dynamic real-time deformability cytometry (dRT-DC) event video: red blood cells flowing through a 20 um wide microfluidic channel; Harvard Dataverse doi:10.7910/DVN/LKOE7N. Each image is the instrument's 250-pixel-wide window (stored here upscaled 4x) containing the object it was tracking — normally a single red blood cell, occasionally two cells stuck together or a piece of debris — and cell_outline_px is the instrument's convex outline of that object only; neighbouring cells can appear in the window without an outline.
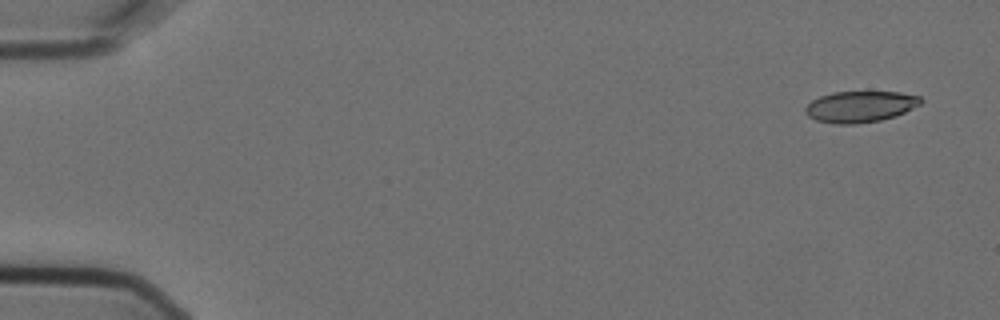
{"species": "Egyptian fruit bat (a non-hibernating species)", "species_latin": "Rousettus aegyptiacus", "temperature_condition": "cold", "stored_images_in_passage": 5, "camera_frame_rate_fps": 3000, "um_per_image_px": 0.085, "animal": {"sex": "female"}, "frame": {"image": 1, "passage_image": 1, "time_ms": 0.0, "image_size_px": [1000, 320], "cell_outline_px": [[924, 100], [920, 104], [896, 116], [880, 120], [856, 124], [836, 124], [816, 120], [808, 116], [804, 112], [804, 108], [812, 100], [820, 96], [832, 92], [900, 92], [920, 96]], "centroid_in_image_um": [73.11, 9.06], "position_along_channel_um": 11.9, "area_um2": 21.04}}
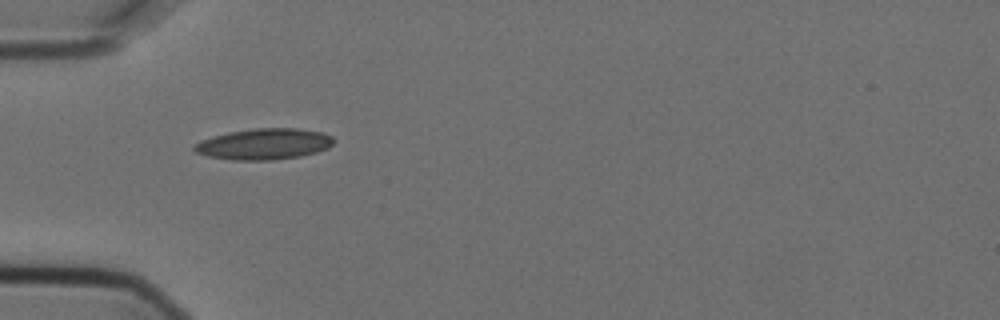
{"frame": {"image": 2, "passage_image": 4, "time_ms": 1.0, "image_size_px": [1000, 320], "cell_outline_px": [[336, 140], [328, 148], [316, 152], [300, 156], [272, 160], [232, 160], [208, 156], [196, 152], [192, 148], [200, 140], [228, 132], [252, 128], [296, 128], [320, 132], [332, 136]], "centroid_in_image_um": [22.45, 12.24], "position_along_channel_um": 62.6, "area_um2": 25.2}}
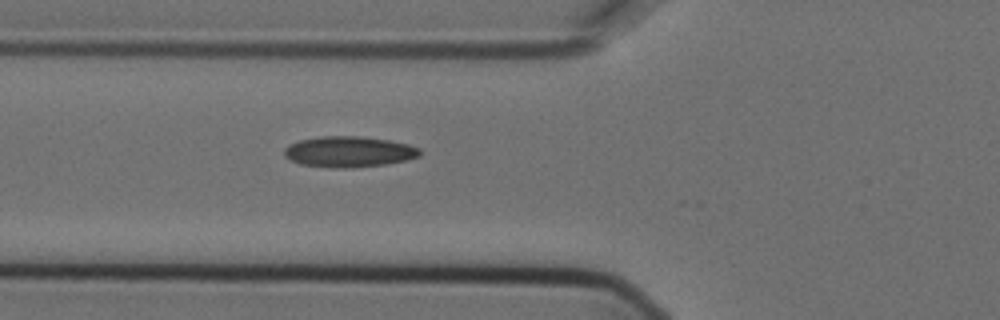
{"frame": {"image": 3, "passage_image": 5, "time_ms": 1.333, "image_size_px": [1000, 320], "cell_outline_px": [[420, 156], [408, 160], [388, 164], [352, 168], [336, 168], [300, 164], [288, 160], [284, 156], [284, 148], [300, 140], [324, 136], [360, 136], [388, 140], [408, 144], [420, 148]], "centroid_in_image_um": [29.67, 12.91], "position_along_channel_um": 96.1, "area_um2": 24.45}}